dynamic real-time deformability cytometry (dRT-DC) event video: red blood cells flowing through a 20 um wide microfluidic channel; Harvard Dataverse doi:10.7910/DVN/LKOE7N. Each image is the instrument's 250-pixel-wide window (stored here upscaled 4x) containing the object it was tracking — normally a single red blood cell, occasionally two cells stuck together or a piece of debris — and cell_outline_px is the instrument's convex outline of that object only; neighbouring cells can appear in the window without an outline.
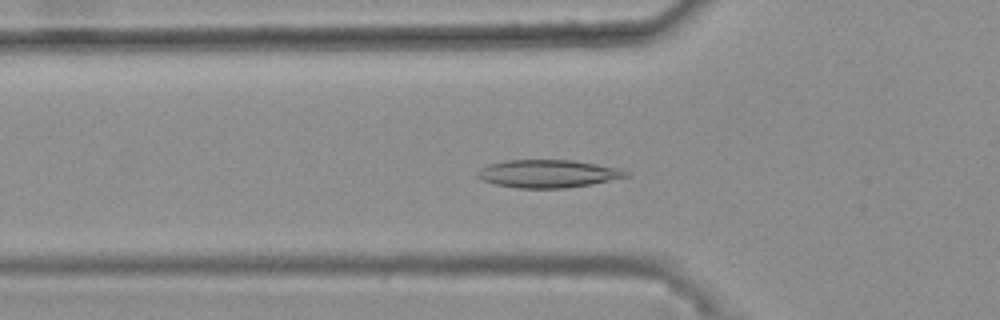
{"species": "common noctule bat (a hibernating species)", "species_latin": "Nyctalus noctula", "temperature_condition": "warm", "stored_images_in_passage": 46, "camera_frame_rate_fps": 3000, "um_per_image_px": 0.085, "animal": {"sex": "female", "body_mass_g": 25.1}, "frame": {"image": 1, "passage_image": 18, "time_ms": 5.667, "image_size_px": [1000, 320], "cell_outline_px": [[632, 176], [592, 184], [564, 188], [516, 188], [496, 184], [484, 180], [476, 176], [476, 172], [480, 168], [488, 164], [504, 160], [572, 160], [620, 168], [628, 172]], "centroid_in_image_um": [46.59, 14.76], "position_along_channel_um": 79.2, "area_um2": 24.22}}
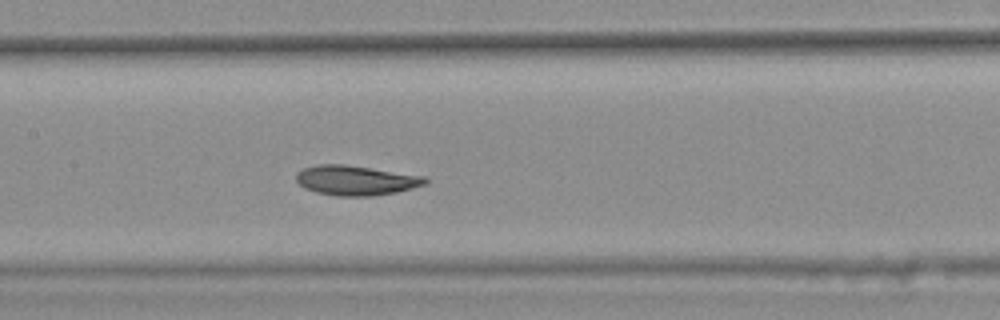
{"frame": {"image": 2, "passage_image": 26, "time_ms": 8.333, "image_size_px": [1000, 320], "cell_outline_px": [[428, 184], [396, 192], [372, 196], [336, 196], [316, 192], [304, 188], [296, 180], [296, 172], [304, 168], [316, 164], [344, 164], [428, 176]], "centroid_in_image_um": [30.28, 15.32], "position_along_channel_um": 177.1, "area_um2": 22.66}}
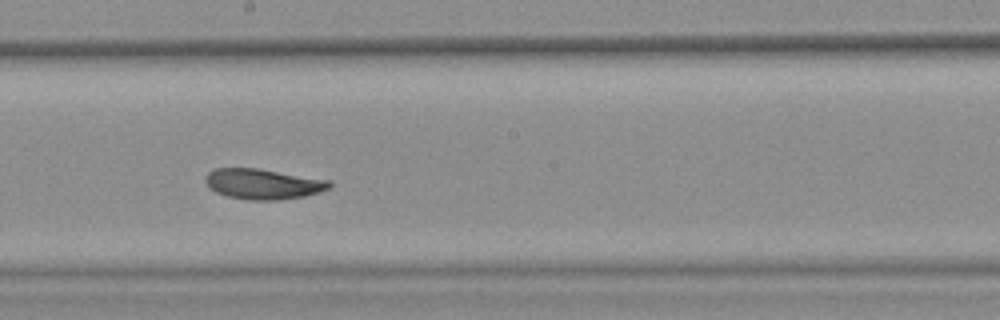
{"frame": {"image": 3, "passage_image": 30, "time_ms": 9.667, "image_size_px": [1000, 320], "cell_outline_px": [[332, 188], [320, 192], [304, 196], [280, 200], [248, 200], [228, 196], [216, 192], [204, 180], [204, 176], [208, 172], [216, 168], [256, 168], [332, 180]], "centroid_in_image_um": [22.41, 15.63], "position_along_channel_um": 225.8, "area_um2": 22.08}, "authors_computed_cell_mechanics": {"area_um2": 22.7154, "velocity_mm_per_s": 3.6779, "shape_relaxation_time_tau1_ms": 11.1252, "shape_relaxation_time_tau2_ms": 2.2528, "deformation_change_tau1": 0.2003, "deformation_change_tau2": 0.0593}}